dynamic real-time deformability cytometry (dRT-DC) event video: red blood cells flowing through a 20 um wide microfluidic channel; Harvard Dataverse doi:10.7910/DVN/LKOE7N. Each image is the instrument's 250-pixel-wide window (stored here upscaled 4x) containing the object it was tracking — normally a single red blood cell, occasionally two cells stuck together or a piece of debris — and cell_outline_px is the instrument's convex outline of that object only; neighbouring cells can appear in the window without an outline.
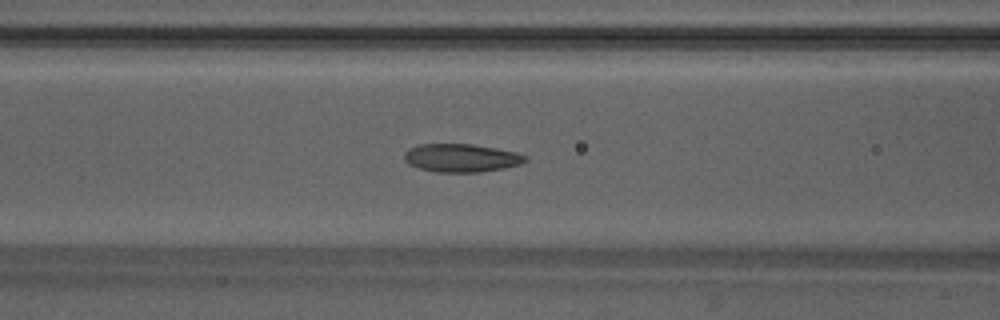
{"species": "Egyptian fruit bat (a non-hibernating species)", "species_latin": "Rousettus aegyptiacus", "temperature_condition": "warm", "stored_images_in_passage": 36, "camera_frame_rate_fps": 3000, "um_per_image_px": 0.085, "animal": {"sex": "male"}, "frame": {"image": 1, "passage_image": 8, "time_ms": 2.333, "image_size_px": [1000, 320], "cell_outline_px": [[528, 160], [520, 164], [504, 168], [480, 172], [436, 172], [420, 168], [408, 164], [404, 160], [404, 152], [408, 148], [420, 144], [472, 144], [496, 148], [516, 152], [528, 156]], "centroid_in_image_um": [39.21, 13.42], "position_along_channel_um": 127.4, "area_um2": 20.0}}
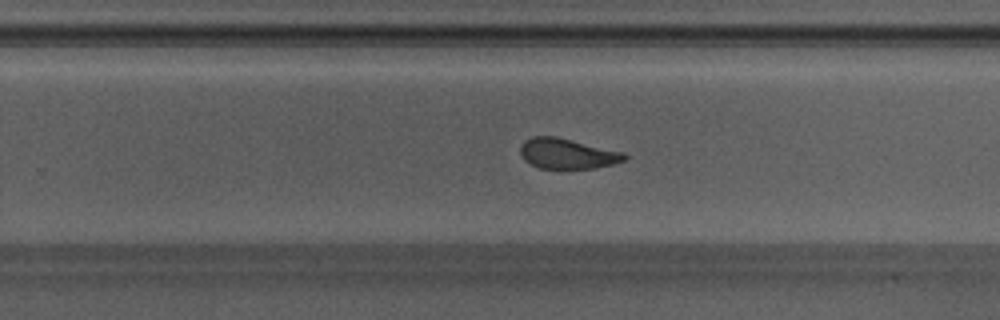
{"frame": {"image": 2, "passage_image": 19, "time_ms": 6.0, "image_size_px": [1000, 320], "cell_outline_px": [[628, 156], [624, 160], [612, 164], [592, 168], [540, 168], [524, 160], [520, 152], [520, 144], [524, 140], [532, 136], [556, 136], [624, 152]], "centroid_in_image_um": [48.19, 13.04], "position_along_channel_um": 281.6, "area_um2": 18.32}}
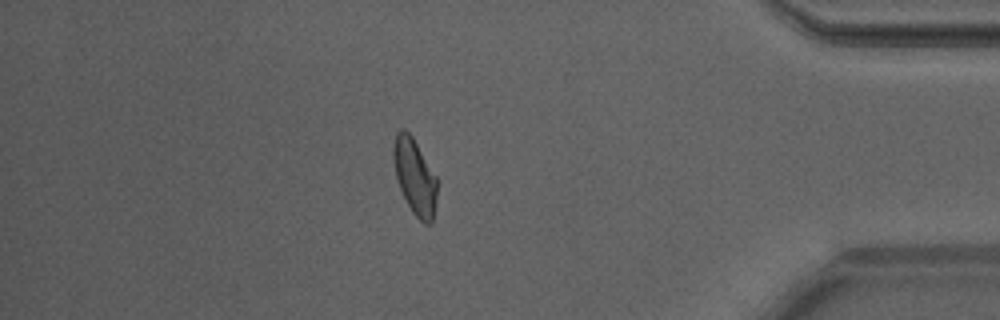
{"frame": {"image": 3, "passage_image": 30, "time_ms": 9.667, "image_size_px": [1000, 320], "cell_outline_px": [[436, 200], [432, 224], [424, 224], [412, 212], [396, 180], [392, 160], [392, 148], [396, 132], [400, 128], [404, 128], [412, 136], [436, 176]], "centroid_in_image_um": [35.22, 14.99], "position_along_channel_um": 400.0, "area_um2": 19.36}, "authors_computed_cell_mechanics": {"area_um2": 19.652, "velocity_mm_per_s": 4.221, "shape_relaxation_time_tau1_ms": 6.035, "shape_relaxation_time_tau2_ms": 1.5739, "deformation_change_tau1": 0.1702, "deformation_change_tau2": 0.0715}}